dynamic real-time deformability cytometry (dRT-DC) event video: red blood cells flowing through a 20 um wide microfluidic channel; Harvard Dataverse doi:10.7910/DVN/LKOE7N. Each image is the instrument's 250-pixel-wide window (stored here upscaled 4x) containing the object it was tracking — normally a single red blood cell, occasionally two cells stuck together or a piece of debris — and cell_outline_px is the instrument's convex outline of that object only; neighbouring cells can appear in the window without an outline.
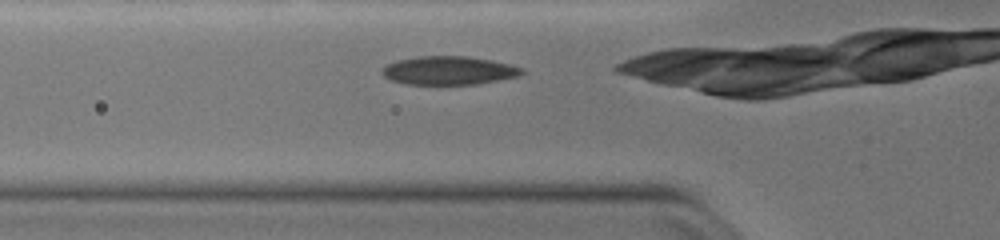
{"species": "common noctule bat (a hibernating species)", "species_latin": "Nyctalus noctula", "temperature_condition": "warm", "stored_images_in_passage": 29, "camera_frame_rate_fps": 3000, "um_per_image_px": 0.085, "animal": {"sex": "female", "body_mass_g": 19.0, "forearm_length_mm": 51.5}, "frame": {"image": 1, "passage_image": 2, "time_ms": 0.333, "image_size_px": [1000, 240], "cell_outline_px": [[524, 72], [520, 76], [500, 80], [476, 84], [404, 84], [392, 80], [384, 76], [380, 72], [380, 68], [396, 60], [420, 56], [468, 56], [492, 60], [512, 64], [524, 68]], "centroid_in_image_um": [38.17, 5.99], "position_along_channel_um": 87.6, "area_um2": 23.47}}
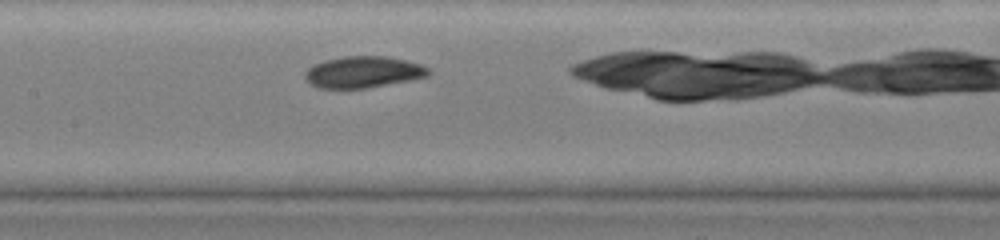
{"frame": {"image": 2, "passage_image": 9, "time_ms": 2.667, "image_size_px": [1000, 240], "cell_outline_px": [[432, 72], [428, 76], [412, 80], [368, 88], [316, 88], [308, 84], [304, 80], [304, 72], [312, 64], [324, 60], [344, 56], [384, 56], [404, 60], [420, 64], [428, 68]], "centroid_in_image_um": [30.82, 6.13], "position_along_channel_um": 176.6, "area_um2": 23.0}}
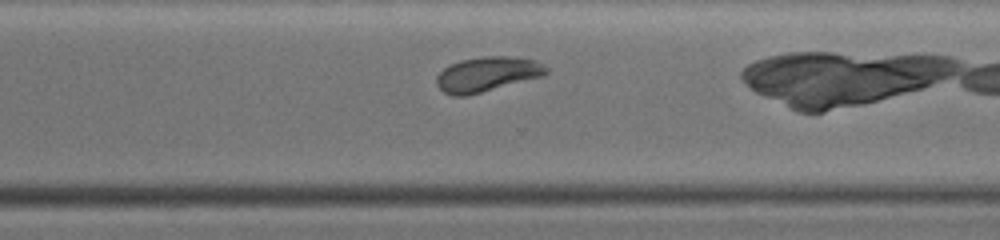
{"frame": {"image": 3, "passage_image": 21, "time_ms": 6.667, "image_size_px": [1000, 240], "cell_outline_px": [[548, 72], [544, 76], [464, 96], [452, 96], [444, 92], [436, 84], [436, 76], [444, 68], [460, 60], [480, 56], [508, 56], [536, 60], [548, 68]], "centroid_in_image_um": [41.41, 6.3], "position_along_channel_um": 329.2, "area_um2": 22.14}}